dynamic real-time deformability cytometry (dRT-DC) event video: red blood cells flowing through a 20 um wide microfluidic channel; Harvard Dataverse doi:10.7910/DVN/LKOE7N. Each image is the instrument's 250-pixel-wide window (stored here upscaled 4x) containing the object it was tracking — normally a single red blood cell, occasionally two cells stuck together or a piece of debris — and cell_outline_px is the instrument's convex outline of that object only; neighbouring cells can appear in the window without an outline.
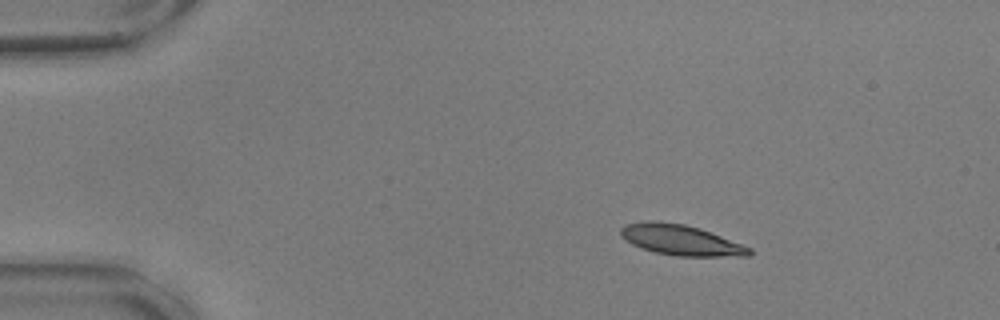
{"species": "common noctule bat (a hibernating species)", "species_latin": "Nyctalus noctula", "temperature_condition": "warm", "stored_images_in_passage": 48, "camera_frame_rate_fps": 3000, "um_per_image_px": 0.085, "animal": {"sex": "male", "body_mass_g": 17.9, "forearm_length_mm": 54.2}, "frame": {"image": 1, "passage_image": 1, "time_ms": 0.0, "image_size_px": [1000, 320], "cell_outline_px": [[752, 252], [748, 256], [676, 256], [656, 252], [640, 248], [632, 244], [620, 236], [620, 228], [624, 224], [648, 220], [652, 220], [684, 224], [700, 228], [752, 248]], "centroid_in_image_um": [57.83, 20.39], "position_along_channel_um": 27.2, "area_um2": 22.89}}
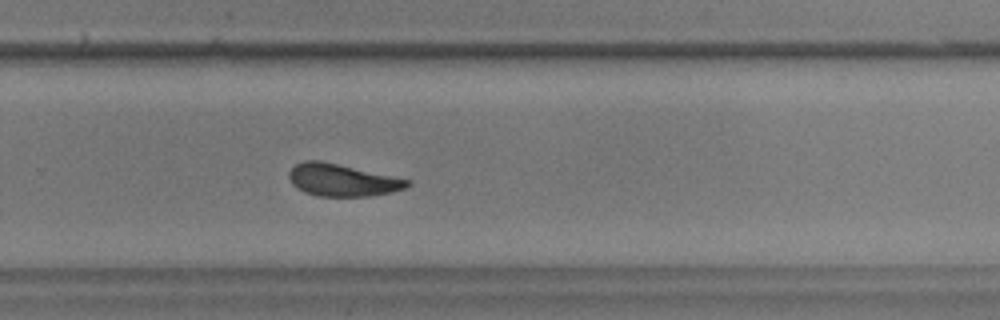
{"frame": {"image": 2, "passage_image": 30, "time_ms": 9.667, "image_size_px": [1000, 320], "cell_outline_px": [[412, 184], [404, 188], [388, 192], [368, 196], [316, 196], [304, 192], [296, 188], [292, 184], [288, 176], [288, 172], [296, 164], [304, 160], [320, 160], [412, 180]], "centroid_in_image_um": [29.05, 15.3], "position_along_channel_um": 300.7, "area_um2": 22.2}}
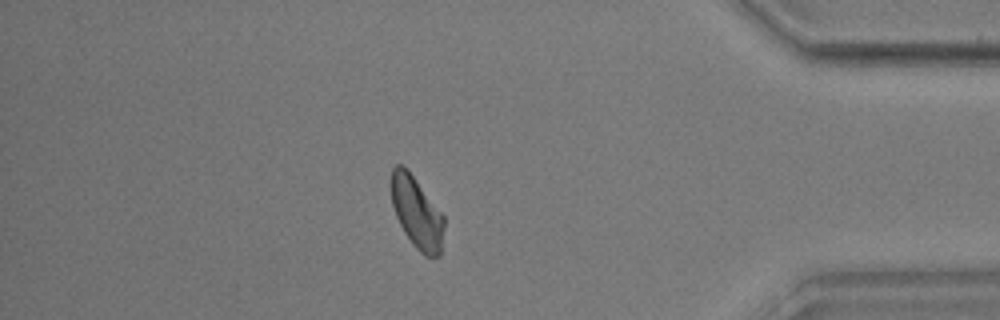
{"frame": {"image": 3, "passage_image": 41, "time_ms": 13.333, "image_size_px": [1000, 320], "cell_outline_px": [[444, 228], [440, 256], [432, 260], [424, 256], [412, 244], [404, 232], [396, 216], [392, 204], [392, 168], [396, 164], [400, 164], [408, 168], [444, 216]], "centroid_in_image_um": [35.45, 18.11], "position_along_channel_um": 399.8, "area_um2": 22.2}, "authors_computed_cell_mechanics": {"area_um2": 22.831, "velocity_mm_per_s": 3.5712, "shape_relaxation_time_tau1_ms": 3.499, "shape_relaxation_time_tau2_ms": 2.4781, "deformation_change_tau1": 0.1243, "deformation_change_tau2": 0.0837}}